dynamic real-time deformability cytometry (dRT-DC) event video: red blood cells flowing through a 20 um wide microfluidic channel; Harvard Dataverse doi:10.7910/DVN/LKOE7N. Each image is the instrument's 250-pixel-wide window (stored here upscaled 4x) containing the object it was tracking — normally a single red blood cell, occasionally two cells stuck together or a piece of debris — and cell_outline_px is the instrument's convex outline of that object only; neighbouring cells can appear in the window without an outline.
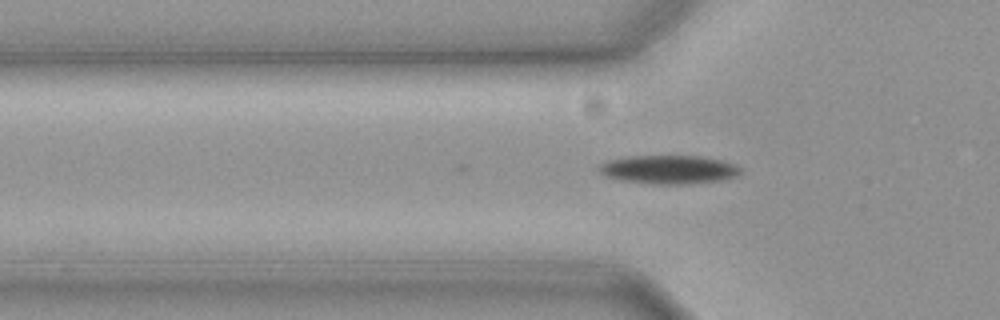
{"species": "common noctule bat (a hibernating species)", "species_latin": "Nyctalus noctula", "temperature_condition": "cold", "stored_images_in_passage": 2, "camera_frame_rate_fps": 3000, "um_per_image_px": 0.085, "animal": {"sex": "female", "body_mass_g": 19.3, "forearm_length_mm": 54.1}, "frame": {"image": 1, "passage_image": 2, "time_ms": 0.333, "image_size_px": [1000, 320], "cell_outline_px": [[740, 172], [736, 176], [720, 180], [688, 184], [652, 184], [620, 180], [604, 176], [596, 168], [600, 164], [608, 160], [628, 156], [700, 156], [720, 160], [732, 164], [740, 168]], "centroid_in_image_um": [56.77, 14.41], "position_along_channel_um": 69.0, "area_um2": 23.52}}